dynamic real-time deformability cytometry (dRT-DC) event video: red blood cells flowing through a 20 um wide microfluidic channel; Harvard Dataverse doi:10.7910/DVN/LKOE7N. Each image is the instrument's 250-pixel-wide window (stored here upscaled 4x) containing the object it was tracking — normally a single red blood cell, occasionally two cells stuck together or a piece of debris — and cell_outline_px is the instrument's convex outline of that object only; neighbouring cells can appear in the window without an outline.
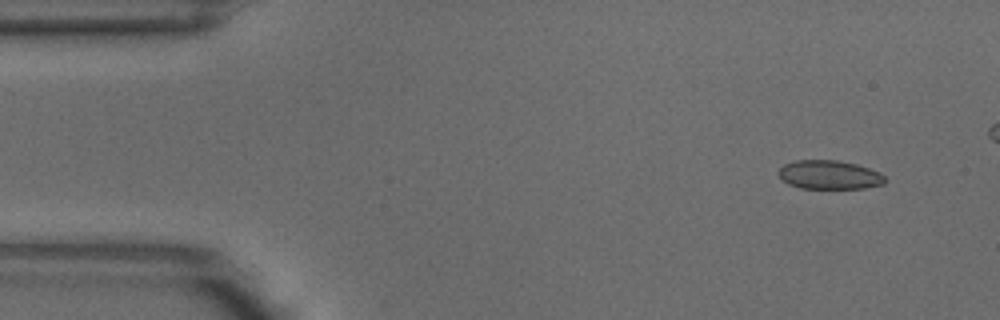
{"species": "common noctule bat (a hibernating species)", "species_latin": "Nyctalus noctula", "temperature_condition": "warm", "stored_images_in_passage": 4, "camera_frame_rate_fps": 3000, "um_per_image_px": 0.085, "animal": {"sex": "male", "body_mass_g": 18.8}, "frame": {"image": 1, "passage_image": 1, "time_ms": 0.0, "image_size_px": [1000, 320], "cell_outline_px": [[888, 180], [884, 184], [864, 188], [800, 188], [788, 184], [780, 176], [780, 168], [784, 164], [796, 160], [836, 160], [856, 164], [880, 172]], "centroid_in_image_um": [70.53, 14.86], "position_along_channel_um": 14.5, "area_um2": 17.8}}